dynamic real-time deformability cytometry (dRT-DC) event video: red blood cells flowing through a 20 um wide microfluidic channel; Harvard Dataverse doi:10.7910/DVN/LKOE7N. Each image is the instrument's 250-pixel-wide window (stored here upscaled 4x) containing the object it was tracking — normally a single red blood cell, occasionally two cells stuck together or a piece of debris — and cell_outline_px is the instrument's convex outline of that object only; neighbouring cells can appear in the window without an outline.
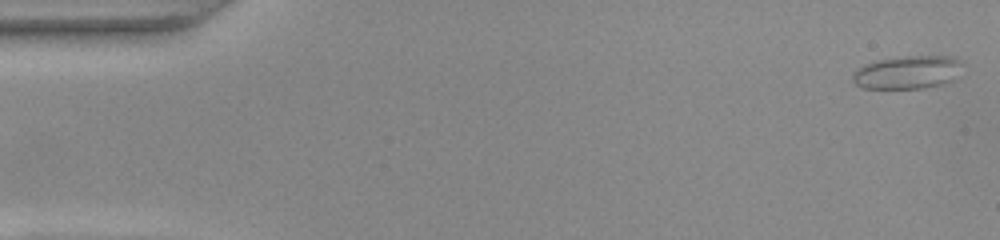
{"species": "common noctule bat (a hibernating species)", "species_latin": "Nyctalus noctula", "temperature_condition": "warm", "stored_images_in_passage": 52, "camera_frame_rate_fps": 3000, "um_per_image_px": 0.085, "animal": {"sex": "female", "body_mass_g": 22.0, "forearm_length_mm": 56.7}, "frame": {"image": 1, "passage_image": 1, "time_ms": 0.0, "image_size_px": [1000, 240], "cell_outline_px": [[964, 60], [952, 80], [940, 84], [924, 88], [864, 88], [856, 84], [852, 80], [852, 76], [864, 64], [880, 60], [908, 56], [952, 56]], "centroid_in_image_um": [77.16, 6.14], "position_along_channel_um": 7.8, "area_um2": 20.81}}
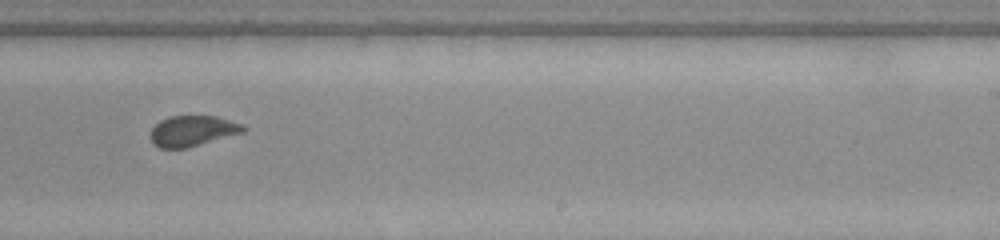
{"frame": {"image": 2, "passage_image": 32, "time_ms": 10.333, "image_size_px": [1000, 240], "cell_outline_px": [[244, 132], [188, 148], [160, 148], [152, 144], [152, 128], [160, 120], [168, 116], [216, 116], [244, 124]], "centroid_in_image_um": [16.37, 11.13], "position_along_channel_um": 272.6, "area_um2": 16.53}}
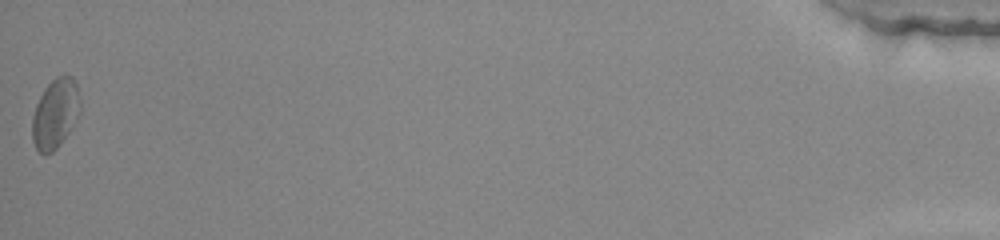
{"frame": {"image": 3, "passage_image": 52, "time_ms": 17.0, "image_size_px": [1000, 240], "cell_outline_px": [[80, 112], [68, 132], [60, 144], [52, 152], [44, 156], [36, 148], [32, 140], [32, 116], [36, 104], [44, 88], [56, 76], [64, 72], [72, 76], [76, 84], [80, 100]], "centroid_in_image_um": [4.69, 9.62], "position_along_channel_um": 430.5, "area_um2": 19.59}, "authors_computed_cell_mechanics": {"area_um2": 17.1955, "velocity_mm_per_s": 3.8886, "shape_relaxation_time_tau1_ms": 7.4985, "shape_relaxation_time_tau2_ms": null, "deformation_change_tau1": 0.1233, "deformation_change_tau2": null}}